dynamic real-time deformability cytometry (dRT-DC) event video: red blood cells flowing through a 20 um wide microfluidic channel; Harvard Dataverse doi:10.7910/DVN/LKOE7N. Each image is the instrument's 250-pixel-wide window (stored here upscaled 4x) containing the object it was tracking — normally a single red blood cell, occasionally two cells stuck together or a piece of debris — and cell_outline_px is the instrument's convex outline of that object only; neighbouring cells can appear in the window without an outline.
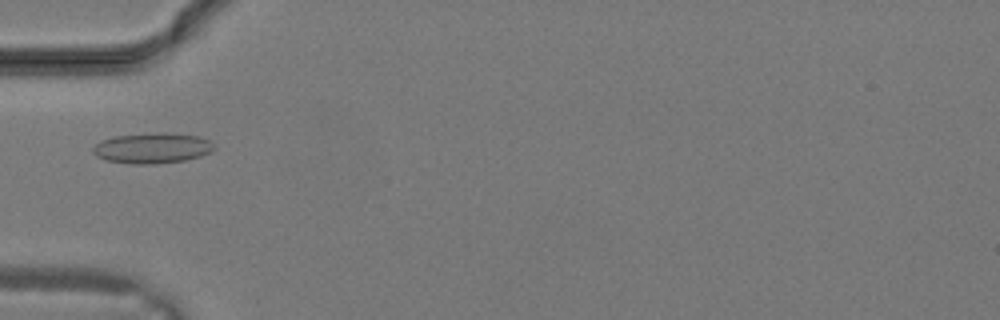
{"species": "common noctule bat (a hibernating species)", "species_latin": "Nyctalus noctula", "temperature_condition": "warm", "stored_images_in_passage": 31, "camera_frame_rate_fps": 3000, "um_per_image_px": 0.085, "animal": {"sex": "male", "body_mass_g": 19.2, "forearm_length_mm": 51.8}, "frame": {"image": 1, "passage_image": 11, "time_ms": 3.333, "image_size_px": [1000, 320], "cell_outline_px": [[216, 148], [212, 152], [200, 156], [184, 160], [156, 164], [132, 164], [104, 160], [96, 156], [92, 152], [92, 148], [100, 140], [116, 136], [200, 136], [216, 144]], "centroid_in_image_um": [12.92, 12.66], "position_along_channel_um": 72.1, "area_um2": 20.52}}
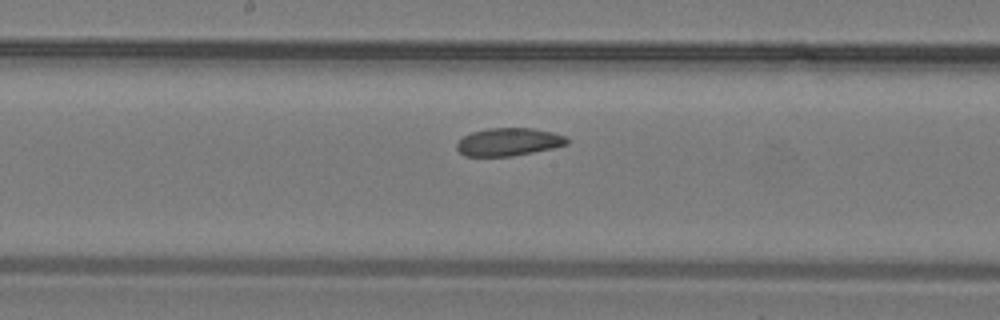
{"frame": {"image": 2, "passage_image": 17, "time_ms": 5.333, "image_size_px": [1000, 320], "cell_outline_px": [[568, 144], [552, 148], [512, 156], [464, 156], [456, 148], [456, 144], [464, 136], [472, 132], [488, 128], [532, 128], [552, 132], [564, 136], [568, 140]], "centroid_in_image_um": [43.21, 12.06], "position_along_channel_um": 205.0, "area_um2": 17.74}}
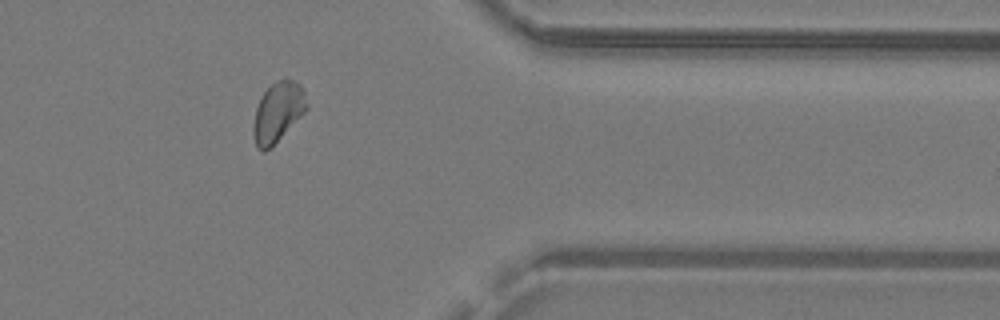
{"frame": {"image": 3, "passage_image": 26, "time_ms": 8.333, "image_size_px": [1000, 320], "cell_outline_px": [[308, 108], [264, 152], [256, 148], [252, 132], [252, 128], [256, 108], [260, 96], [276, 80], [292, 80], [300, 84], [304, 92], [308, 104]], "centroid_in_image_um": [23.58, 9.5], "position_along_channel_um": 387.8, "area_um2": 18.15}}